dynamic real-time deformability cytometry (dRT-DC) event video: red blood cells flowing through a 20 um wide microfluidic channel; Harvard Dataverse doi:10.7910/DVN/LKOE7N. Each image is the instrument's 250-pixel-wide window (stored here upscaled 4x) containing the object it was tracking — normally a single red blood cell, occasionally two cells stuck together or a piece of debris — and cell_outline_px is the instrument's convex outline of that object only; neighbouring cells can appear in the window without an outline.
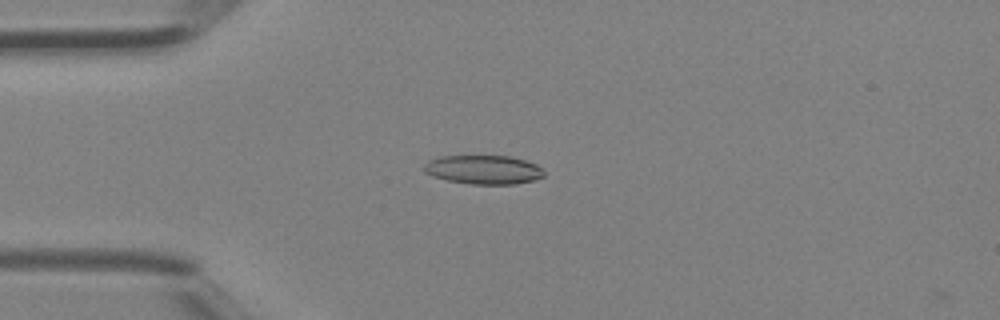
{"species": "Egyptian fruit bat (a non-hibernating species)", "species_latin": "Rousettus aegyptiacus", "temperature_condition": "room temperature", "stored_images_in_passage": 41, "camera_frame_rate_fps": 3000, "um_per_image_px": 0.085, "animal": {"sex": "female"}, "frame": {"image": 1, "passage_image": 10, "time_ms": 3.0, "image_size_px": [1000, 320], "cell_outline_px": [[544, 176], [536, 180], [516, 184], [472, 184], [448, 180], [432, 176], [424, 172], [424, 164], [428, 160], [440, 156], [512, 156], [536, 164], [544, 168]], "centroid_in_image_um": [41.13, 14.42], "position_along_channel_um": 43.9, "area_um2": 20.4}}
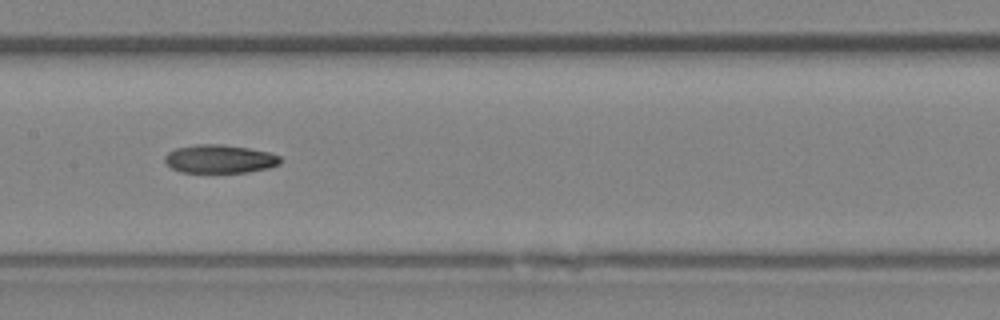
{"frame": {"image": 2, "passage_image": 20, "time_ms": 6.333, "image_size_px": [1000, 320], "cell_outline_px": [[284, 160], [280, 164], [268, 168], [248, 172], [180, 172], [172, 168], [164, 160], [164, 156], [168, 152], [176, 148], [196, 144], [224, 144], [248, 148], [268, 152], [280, 156]], "centroid_in_image_um": [18.69, 13.5], "position_along_channel_um": 188.7, "area_um2": 19.19}}
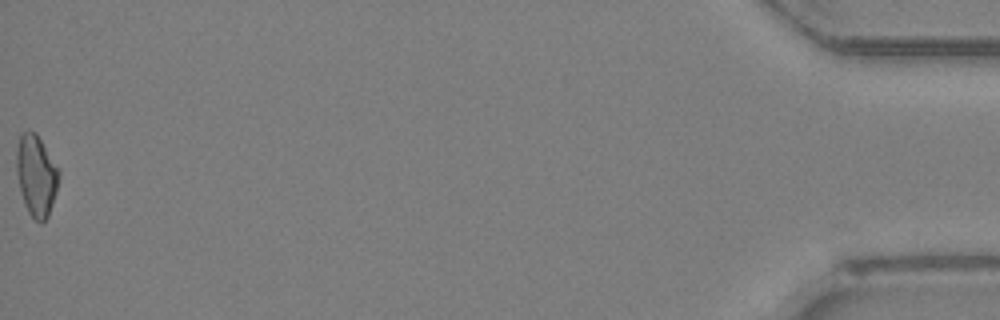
{"frame": {"image": 3, "passage_image": 41, "time_ms": 13.333, "image_size_px": [1000, 320], "cell_outline_px": [[60, 176], [56, 192], [48, 216], [40, 224], [28, 212], [24, 204], [16, 172], [16, 148], [20, 136], [24, 132], [36, 132], [60, 172]], "centroid_in_image_um": [3.07, 14.93], "position_along_channel_um": 432.1, "area_um2": 19.83}}